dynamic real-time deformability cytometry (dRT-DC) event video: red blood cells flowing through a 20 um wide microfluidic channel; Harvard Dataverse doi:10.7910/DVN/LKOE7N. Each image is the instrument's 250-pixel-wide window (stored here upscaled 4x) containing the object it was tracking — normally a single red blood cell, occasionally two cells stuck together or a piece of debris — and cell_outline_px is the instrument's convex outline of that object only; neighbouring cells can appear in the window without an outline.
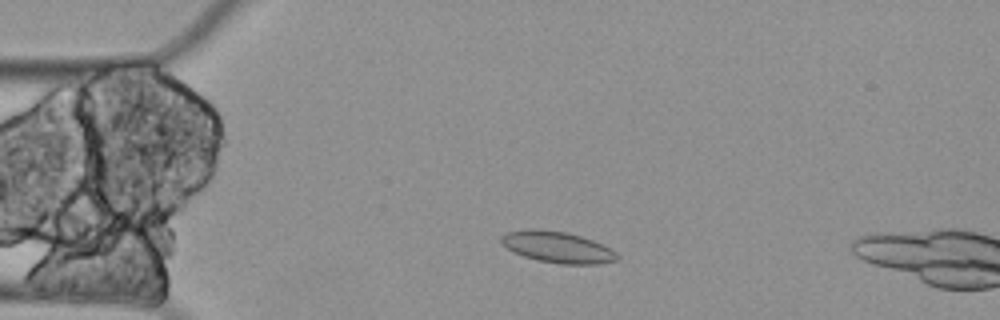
{"species": "Egyptian fruit bat (a non-hibernating species)", "species_latin": "Rousettus aegyptiacus", "temperature_condition": "cold", "stored_images_in_passage": 5, "camera_frame_rate_fps": 3000, "um_per_image_px": 0.085, "animal": {"sex": "female"}, "frame": {"image": 1, "passage_image": 3, "time_ms": 0.667, "image_size_px": [1000, 320], "cell_outline_px": [[620, 256], [616, 260], [600, 264], [560, 264], [536, 260], [524, 256], [500, 244], [500, 236], [504, 232], [532, 228], [536, 228], [568, 232], [592, 240], [616, 252]], "centroid_in_image_um": [47.34, 20.99], "position_along_channel_um": 37.7, "area_um2": 21.21}}